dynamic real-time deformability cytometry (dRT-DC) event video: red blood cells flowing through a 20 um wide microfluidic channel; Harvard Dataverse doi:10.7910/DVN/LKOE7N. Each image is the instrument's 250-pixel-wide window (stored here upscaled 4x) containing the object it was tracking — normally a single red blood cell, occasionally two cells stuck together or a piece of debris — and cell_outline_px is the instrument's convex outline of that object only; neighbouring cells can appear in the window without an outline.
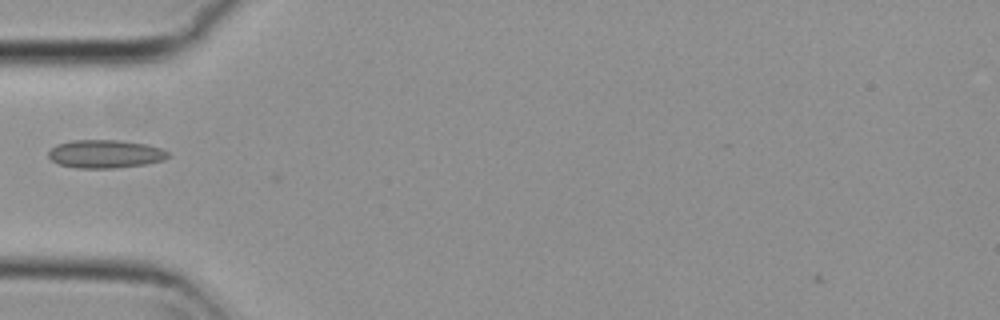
{"species": "common noctule bat (a hibernating species)", "species_latin": "Nyctalus noctula", "temperature_condition": "cold", "stored_images_in_passage": 42, "camera_frame_rate_fps": 3000, "um_per_image_px": 0.085, "animal": {"sex": "female", "body_mass_g": 29.2, "forearm_length_mm": 56.3}, "frame": {"image": 1, "passage_image": 5, "time_ms": 1.333, "image_size_px": [1000, 320], "cell_outline_px": [[168, 156], [164, 160], [144, 164], [116, 168], [76, 168], [60, 164], [52, 160], [48, 156], [48, 152], [56, 144], [72, 140], [120, 140], [148, 144], [160, 148], [168, 152]], "centroid_in_image_um": [8.94, 13.08], "position_along_channel_um": 76.1, "area_um2": 19.65}}
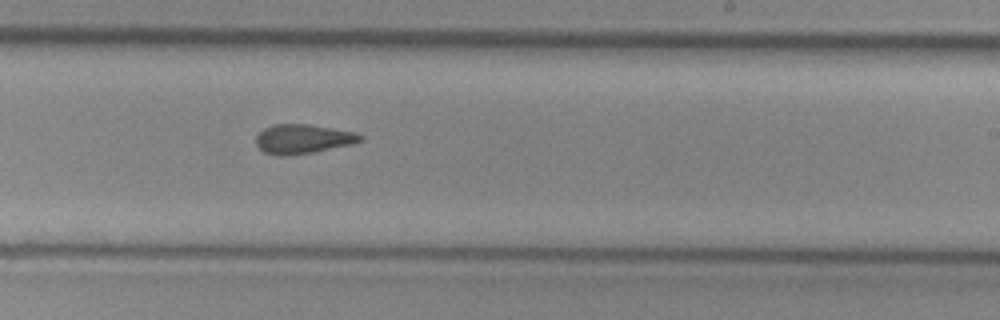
{"frame": {"image": 2, "passage_image": 20, "time_ms": 6.333, "image_size_px": [1000, 320], "cell_outline_px": [[364, 140], [352, 144], [312, 152], [288, 156], [276, 156], [264, 152], [256, 144], [256, 136], [264, 128], [272, 124], [308, 124], [356, 132], [364, 136]], "centroid_in_image_um": [25.75, 11.81], "position_along_channel_um": 263.3, "area_um2": 17.92}}
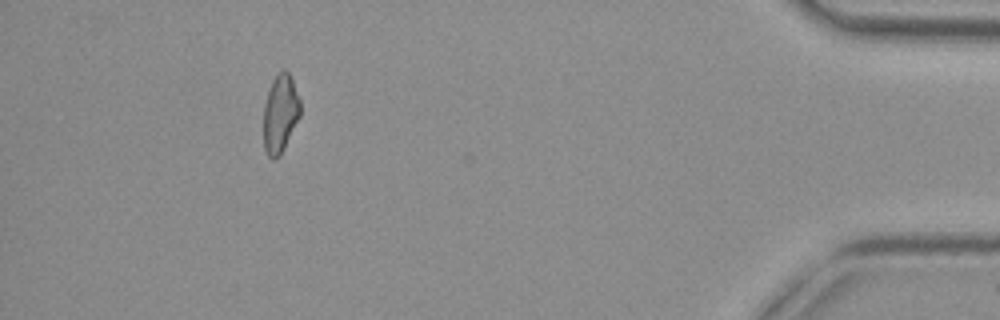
{"frame": {"image": 3, "passage_image": 37, "time_ms": 12.0, "image_size_px": [1000, 320], "cell_outline_px": [[300, 116], [280, 156], [276, 160], [272, 160], [268, 156], [264, 148], [264, 104], [272, 80], [284, 68], [288, 72], [292, 80], [300, 100]], "centroid_in_image_um": [23.82, 9.69], "position_along_channel_um": 411.4, "area_um2": 16.65}}